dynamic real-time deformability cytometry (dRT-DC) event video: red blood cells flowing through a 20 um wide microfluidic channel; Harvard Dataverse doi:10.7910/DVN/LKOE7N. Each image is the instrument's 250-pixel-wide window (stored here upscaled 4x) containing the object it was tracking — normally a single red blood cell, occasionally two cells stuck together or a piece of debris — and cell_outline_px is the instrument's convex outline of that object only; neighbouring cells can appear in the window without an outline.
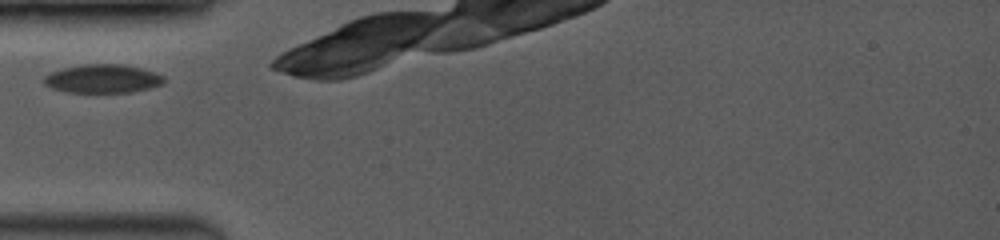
{"species": "common noctule bat (a hibernating species)", "species_latin": "Nyctalus noctula", "temperature_condition": "room temperature", "stored_images_in_passage": 9, "camera_frame_rate_fps": 3500, "um_per_image_px": 0.085, "animal": {"sex": "female", "body_mass_g": 19.0, "forearm_length_mm": 53.3}, "frame": {"image": 1, "passage_image": 1, "time_ms": 0.0, "image_size_px": [1000, 240], "cell_outline_px": [[164, 84], [132, 92], [64, 92], [52, 88], [44, 84], [44, 76], [52, 72], [64, 68], [84, 64], [120, 64], [140, 68], [164, 76]], "centroid_in_image_um": [8.71, 6.69], "position_along_channel_um": 76.3, "area_um2": 19.77}}